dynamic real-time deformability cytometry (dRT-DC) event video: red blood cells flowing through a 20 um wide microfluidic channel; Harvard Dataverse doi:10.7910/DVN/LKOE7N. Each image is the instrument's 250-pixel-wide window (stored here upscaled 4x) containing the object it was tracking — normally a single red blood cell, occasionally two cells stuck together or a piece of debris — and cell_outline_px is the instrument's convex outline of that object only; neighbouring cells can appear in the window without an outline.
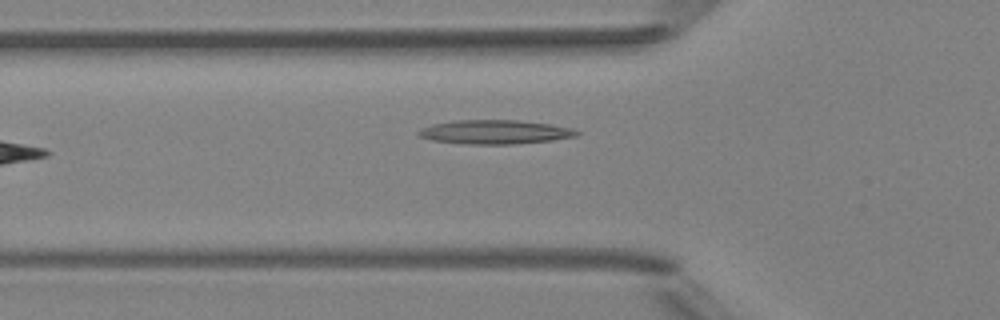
{"species": "Egyptian fruit bat (a non-hibernating species)", "species_latin": "Rousettus aegyptiacus", "temperature_condition": "room temperature", "stored_images_in_passage": 4, "camera_frame_rate_fps": 3000, "um_per_image_px": 0.085, "animal": {"sex": "female"}, "frame": {"image": 1, "passage_image": 4, "time_ms": 3.667, "image_size_px": [1000, 320], "cell_outline_px": [[580, 132], [576, 136], [552, 140], [512, 144], [464, 144], [432, 140], [420, 136], [416, 132], [420, 128], [432, 124], [456, 120], [516, 120], [548, 124], [572, 128]], "centroid_in_image_um": [42.03, 11.22], "position_along_channel_um": 83.8, "area_um2": 22.02}}